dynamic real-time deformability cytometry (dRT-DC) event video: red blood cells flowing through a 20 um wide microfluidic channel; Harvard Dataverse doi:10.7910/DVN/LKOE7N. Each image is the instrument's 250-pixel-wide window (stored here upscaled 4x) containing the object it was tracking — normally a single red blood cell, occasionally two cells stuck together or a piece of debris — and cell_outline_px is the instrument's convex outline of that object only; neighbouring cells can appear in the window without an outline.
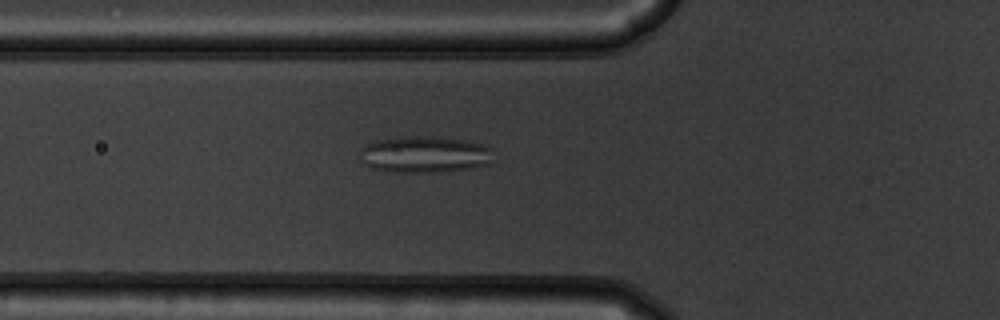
{"species": "common noctule bat (a hibernating species)", "species_latin": "Nyctalus noctula", "temperature_condition": "warm", "stored_images_in_passage": 55, "camera_frame_rate_fps": 3000, "um_per_image_px": 0.085, "animal": {"sex": "male", "body_mass_g": 19.5, "forearm_length_mm": 54.6}, "frame": {"image": 1, "passage_image": 20, "time_ms": 6.333, "image_size_px": [1000, 320], "cell_outline_px": [[492, 164], [472, 168], [440, 172], [392, 172], [372, 168], [364, 164], [360, 160], [360, 148], [376, 140], [404, 136], [432, 136], [464, 140], [480, 144], [492, 148]], "centroid_in_image_um": [36.09, 13.13], "position_along_channel_um": 89.7, "area_um2": 28.73}}
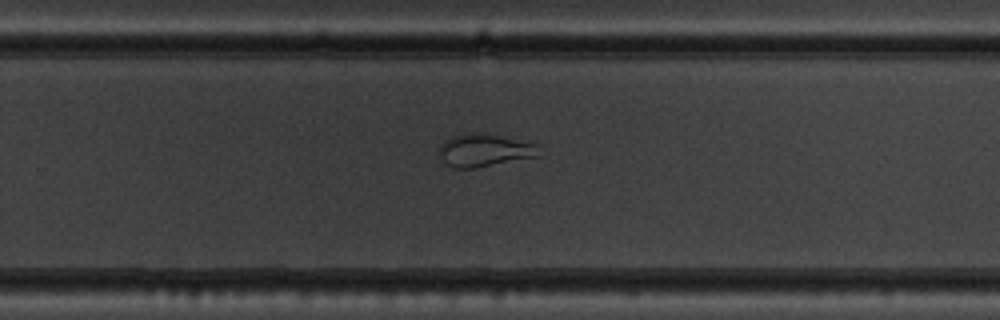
{"frame": {"image": 2, "passage_image": 36, "time_ms": 11.667, "image_size_px": [1000, 320], "cell_outline_px": [[540, 156], [476, 168], [452, 168], [436, 152], [440, 144], [444, 140], [452, 136], [464, 132], [488, 132], [536, 144]], "centroid_in_image_um": [41.14, 12.75], "position_along_channel_um": 288.7, "area_um2": 19.48}}
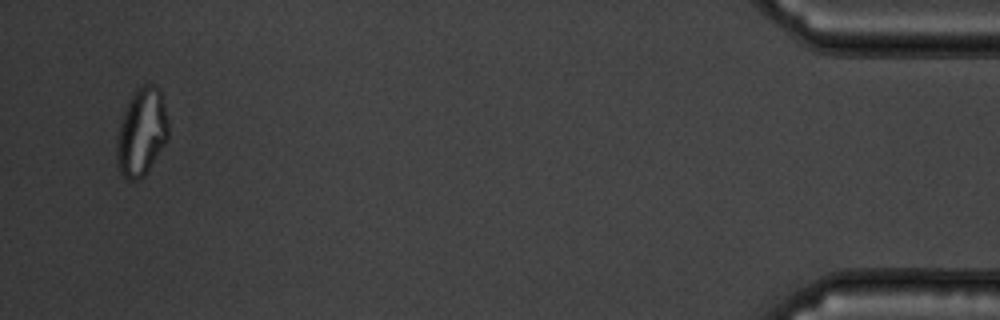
{"frame": {"image": 3, "passage_image": 53, "time_ms": 17.333, "image_size_px": [1000, 320], "cell_outline_px": [[168, 140], [144, 176], [140, 180], [128, 180], [120, 172], [116, 164], [116, 140], [120, 120], [124, 108], [132, 92], [136, 88], [144, 84], [152, 84], [160, 88], [168, 120]], "centroid_in_image_um": [12.02, 11.21], "position_along_channel_um": 423.2, "area_um2": 26.93}, "authors_computed_cell_mechanics": {"area_um2": 25.4898, "velocity_mm_per_s": 3.7335, "shape_relaxation_time_tau1_ms": null, "shape_relaxation_time_tau2_ms": 1.2173, "deformation_change_tau1": null, "deformation_change_tau2": 0.0779}}